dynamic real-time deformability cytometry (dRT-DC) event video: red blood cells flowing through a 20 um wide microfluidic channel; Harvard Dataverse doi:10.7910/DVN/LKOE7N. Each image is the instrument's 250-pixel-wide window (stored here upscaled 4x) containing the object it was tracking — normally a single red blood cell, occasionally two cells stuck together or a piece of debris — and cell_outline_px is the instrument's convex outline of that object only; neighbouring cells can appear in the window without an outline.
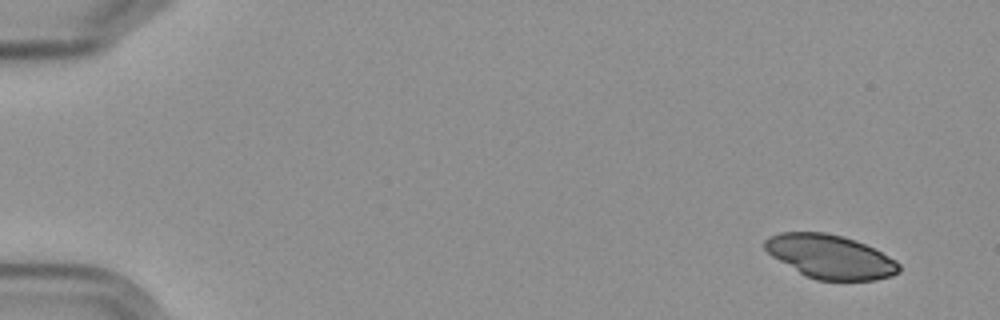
{"species": "Egyptian fruit bat (a non-hibernating species)", "species_latin": "Rousettus aegyptiacus", "temperature_condition": "cold", "stored_images_in_passage": 11, "camera_frame_rate_fps": 3000, "um_per_image_px": 0.085, "frame": {"image": 1, "passage_image": 1, "time_ms": 0.0, "image_size_px": [1000, 320], "cell_outline_px": [[900, 272], [892, 276], [876, 280], [816, 280], [804, 276], [772, 256], [764, 248], [764, 240], [768, 236], [780, 232], [824, 232], [844, 236], [856, 240], [896, 260], [900, 264]], "centroid_in_image_um": [70.55, 21.82], "position_along_channel_um": 14.4, "area_um2": 34.33}}